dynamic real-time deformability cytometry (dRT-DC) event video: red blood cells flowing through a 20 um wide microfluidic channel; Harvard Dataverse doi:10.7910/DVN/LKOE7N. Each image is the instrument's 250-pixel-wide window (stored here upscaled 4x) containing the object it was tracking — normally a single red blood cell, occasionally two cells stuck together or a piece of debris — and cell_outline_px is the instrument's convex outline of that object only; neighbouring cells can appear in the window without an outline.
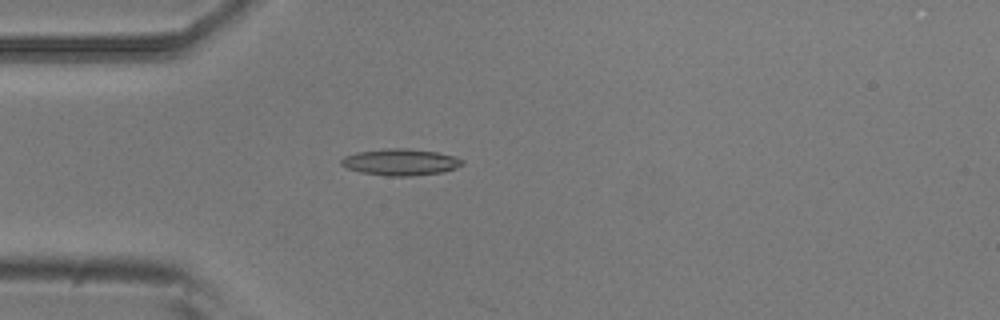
{"species": "common noctule bat (a hibernating species)", "species_latin": "Nyctalus noctula", "temperature_condition": "room temperature", "stored_images_in_passage": 18, "camera_frame_rate_fps": 3000, "um_per_image_px": 0.085, "animal": {"sex": "male", "body_mass_g": 20.5, "forearm_length_mm": 52.5}, "frame": {"image": 1, "passage_image": 15, "time_ms": 4.667, "image_size_px": [1000, 320], "cell_outline_px": [[464, 164], [456, 168], [444, 172], [412, 176], [388, 176], [360, 172], [348, 168], [340, 164], [340, 160], [344, 156], [356, 152], [388, 148], [408, 148], [436, 152], [456, 156], [464, 160]], "centroid_in_image_um": [34.07, 13.78], "position_along_channel_um": 50.9, "area_um2": 18.9}}